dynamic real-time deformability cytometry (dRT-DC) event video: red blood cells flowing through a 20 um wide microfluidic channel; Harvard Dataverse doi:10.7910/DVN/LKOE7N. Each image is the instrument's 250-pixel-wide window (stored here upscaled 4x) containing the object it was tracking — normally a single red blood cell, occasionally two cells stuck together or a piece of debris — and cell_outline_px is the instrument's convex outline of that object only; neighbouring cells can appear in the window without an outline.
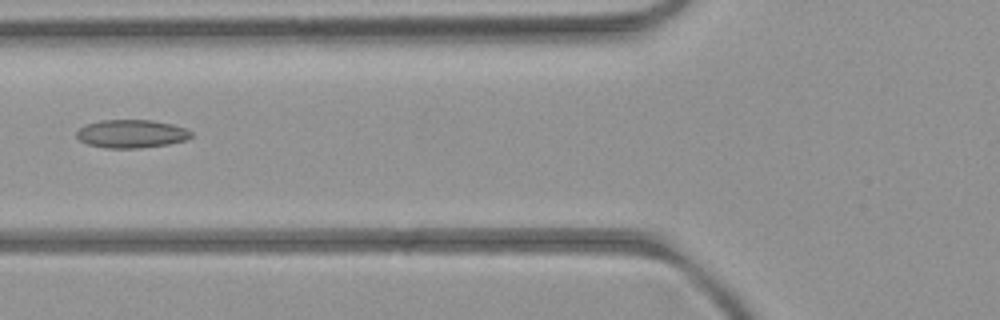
{"species": "common noctule bat (a hibernating species)", "species_latin": "Nyctalus noctula", "temperature_condition": "room temperature", "stored_images_in_passage": 5, "camera_frame_rate_fps": 3000, "um_per_image_px": 0.085, "animal": {"sex": "female", "body_mass_g": 21.9}, "frame": {"image": 1, "passage_image": 5, "time_ms": 4.333, "image_size_px": [1000, 320], "cell_outline_px": [[192, 136], [184, 140], [168, 144], [140, 148], [104, 148], [88, 144], [80, 140], [76, 136], [76, 132], [80, 128], [88, 124], [100, 120], [152, 120], [172, 124], [184, 128], [192, 132]], "centroid_in_image_um": [11.16, 11.37], "position_along_channel_um": 114.6, "area_um2": 18.73}}